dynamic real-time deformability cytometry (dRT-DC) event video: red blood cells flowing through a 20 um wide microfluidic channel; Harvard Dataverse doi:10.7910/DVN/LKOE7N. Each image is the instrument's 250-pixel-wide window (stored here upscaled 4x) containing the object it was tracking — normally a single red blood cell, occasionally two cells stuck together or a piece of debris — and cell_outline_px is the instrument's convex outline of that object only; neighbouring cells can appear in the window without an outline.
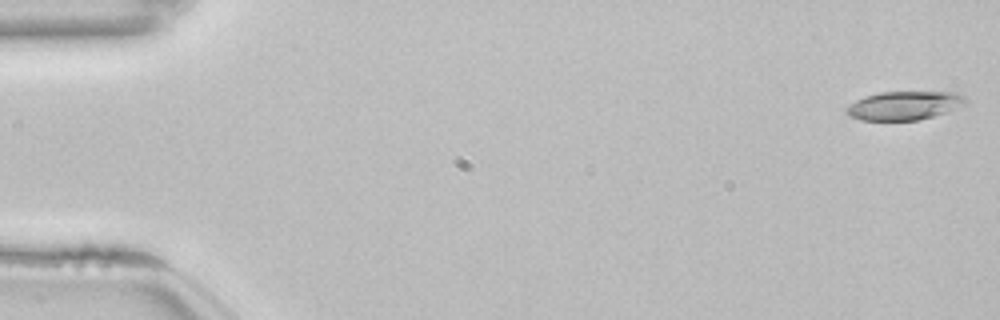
{"species": "common noctule bat (a hibernating species)", "species_latin": "Nyctalus noctula", "temperature_condition": "room temperature", "stored_images_in_passage": 53, "camera_frame_rate_fps": 3000, "um_per_image_px": 0.085, "animal": {"sex": "female", "body_mass_g": 22.7, "forearm_length_mm": 54.2}, "frame": {"image": 1, "passage_image": 1, "time_ms": 0.0, "image_size_px": [1000, 320], "cell_outline_px": [[968, 100], [964, 104], [944, 112], [932, 116], [916, 120], [860, 120], [848, 116], [844, 112], [856, 100], [864, 96], [880, 92], [956, 92], [964, 96]], "centroid_in_image_um": [76.83, 8.96], "position_along_channel_um": 8.2, "area_um2": 19.65}}
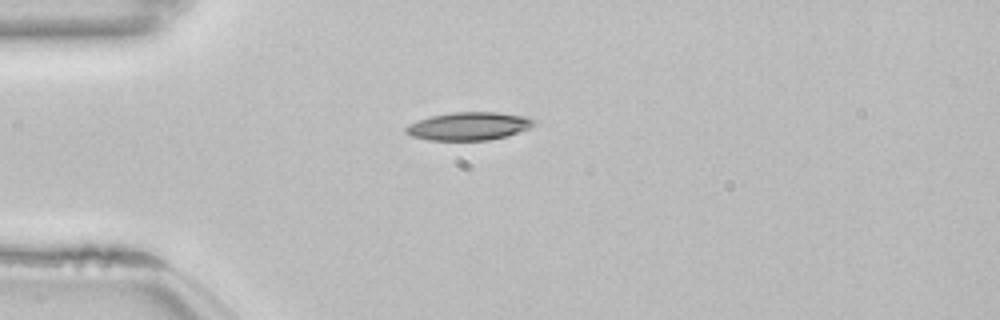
{"frame": {"image": 2, "passage_image": 14, "time_ms": 4.333, "image_size_px": [1000, 320], "cell_outline_px": [[536, 120], [528, 128], [504, 136], [488, 140], [428, 140], [412, 136], [404, 132], [404, 128], [408, 124], [432, 116], [452, 112], [496, 112], [528, 116]], "centroid_in_image_um": [39.81, 10.71], "position_along_channel_um": 45.2, "area_um2": 20.69}}
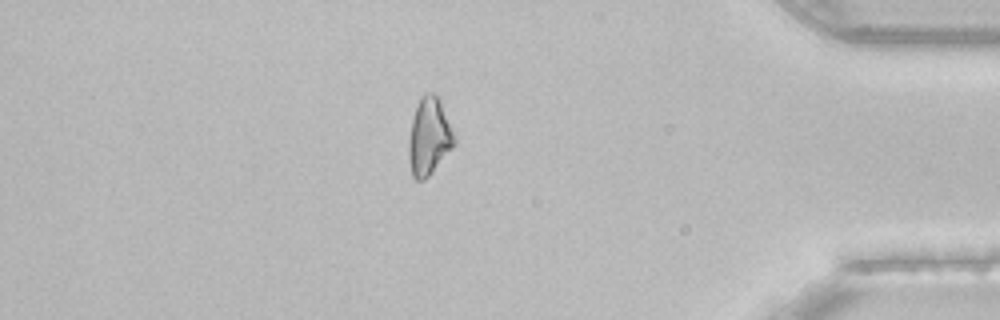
{"frame": {"image": 3, "passage_image": 46, "time_ms": 15.0, "image_size_px": [1000, 320], "cell_outline_px": [[456, 144], [432, 172], [424, 180], [416, 180], [412, 176], [408, 160], [408, 140], [412, 120], [416, 104], [420, 96], [424, 92], [432, 92], [440, 100], [456, 140]], "centroid_in_image_um": [36.45, 11.61], "position_along_channel_um": 398.8, "area_um2": 20.63}, "authors_computed_cell_mechanics": {"area_um2": 20.1722, "velocity_mm_per_s": 3.8486, "shape_relaxation_time_tau1_ms": 4.7389, "shape_relaxation_time_tau2_ms": 7.5707, "deformation_change_tau1": 0.1486, "deformation_change_tau2": 0.1767}}